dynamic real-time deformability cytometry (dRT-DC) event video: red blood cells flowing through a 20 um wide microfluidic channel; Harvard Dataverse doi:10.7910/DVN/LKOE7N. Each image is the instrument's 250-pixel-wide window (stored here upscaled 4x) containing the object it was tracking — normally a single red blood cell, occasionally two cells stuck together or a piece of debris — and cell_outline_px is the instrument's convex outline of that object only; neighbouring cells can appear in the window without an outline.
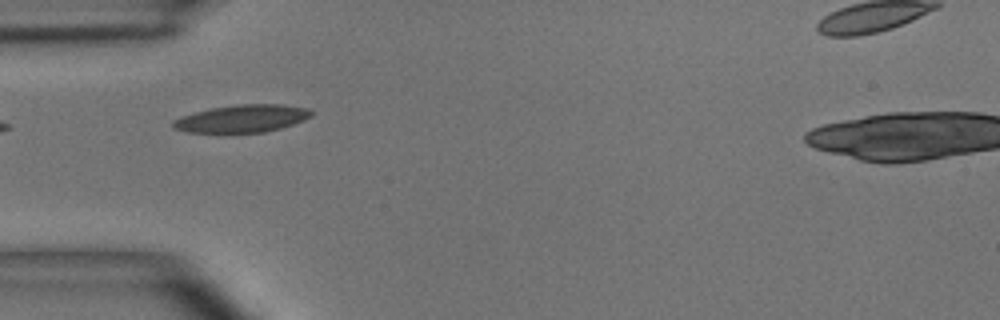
{"species": "common noctule bat (a hibernating species)", "species_latin": "Nyctalus noctula", "temperature_condition": "room temperature", "stored_images_in_passage": 5, "camera_frame_rate_fps": 3000, "um_per_image_px": 0.085, "animal": {"sex": "male", "body_mass_g": 15.6}, "frame": {"image": 1, "passage_image": 3, "time_ms": 2.333, "image_size_px": [1000, 320], "cell_outline_px": [[312, 116], [304, 120], [280, 128], [264, 132], [188, 132], [172, 128], [172, 120], [180, 116], [212, 108], [236, 104], [284, 104], [308, 108], [312, 112]], "centroid_in_image_um": [20.57, 10.07], "position_along_channel_um": 64.4, "area_um2": 22.14}}
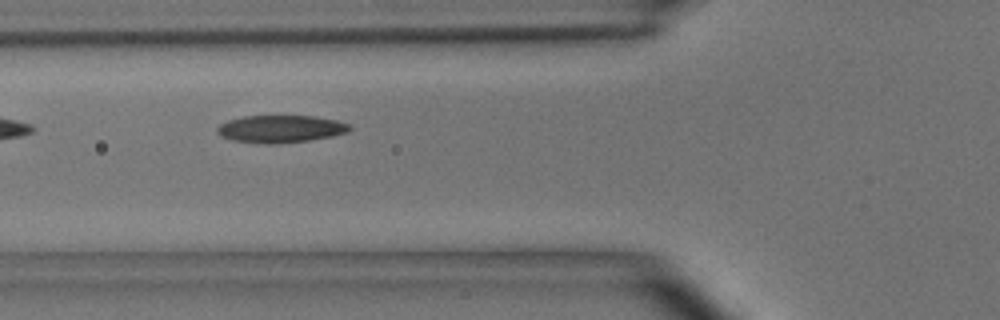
{"frame": {"image": 2, "passage_image": 4, "time_ms": 3.333, "image_size_px": [1000, 320], "cell_outline_px": [[352, 128], [348, 132], [332, 136], [312, 140], [276, 144], [260, 144], [232, 140], [220, 136], [216, 132], [216, 128], [220, 124], [228, 120], [244, 116], [316, 116], [336, 120], [348, 124]], "centroid_in_image_um": [23.83, 10.97], "position_along_channel_um": 102.0, "area_um2": 21.39}}